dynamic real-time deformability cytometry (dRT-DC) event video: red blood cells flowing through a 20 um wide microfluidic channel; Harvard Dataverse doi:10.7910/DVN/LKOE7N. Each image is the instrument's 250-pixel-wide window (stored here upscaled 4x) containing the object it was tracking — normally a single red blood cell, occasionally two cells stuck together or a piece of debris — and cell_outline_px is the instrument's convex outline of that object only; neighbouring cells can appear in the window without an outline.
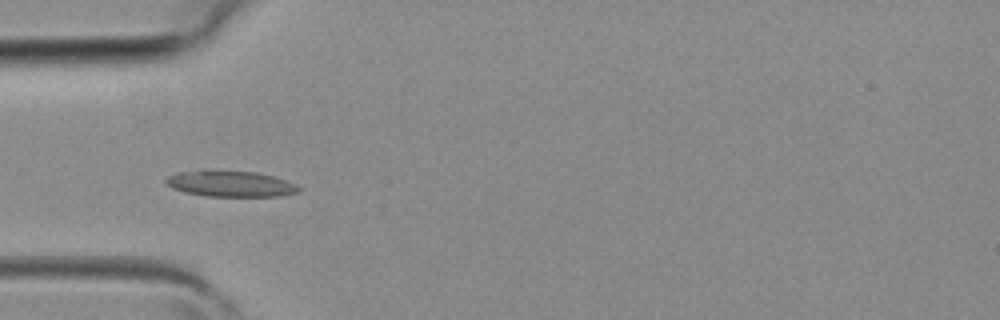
{"species": "common noctule bat (a hibernating species)", "species_latin": "Nyctalus noctula", "temperature_condition": "room temperature", "stored_images_in_passage": 4, "camera_frame_rate_fps": 3000, "um_per_image_px": 0.085, "animal": {"sex": "female", "body_mass_g": 19.3, "forearm_length_mm": 54.1}, "frame": {"image": 1, "passage_image": 3, "time_ms": 0.667, "image_size_px": [1000, 320], "cell_outline_px": [[304, 188], [300, 192], [280, 196], [204, 196], [184, 192], [172, 188], [164, 184], [164, 180], [168, 176], [176, 172], [200, 168], [208, 168], [256, 172], [272, 176], [296, 184]], "centroid_in_image_um": [19.52, 15.59], "position_along_channel_um": 65.5, "area_um2": 20.98}}
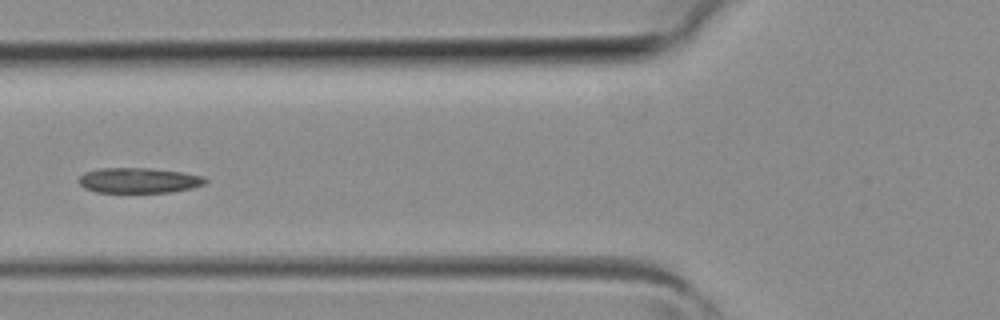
{"frame": {"image": 2, "passage_image": 4, "time_ms": 1.0, "image_size_px": [1000, 320], "cell_outline_px": [[208, 180], [204, 184], [192, 188], [172, 192], [96, 192], [84, 188], [80, 184], [80, 176], [84, 172], [100, 168], [152, 168], [184, 172], [204, 176]], "centroid_in_image_um": [11.83, 15.33], "position_along_channel_um": 114.0, "area_um2": 18.73}}